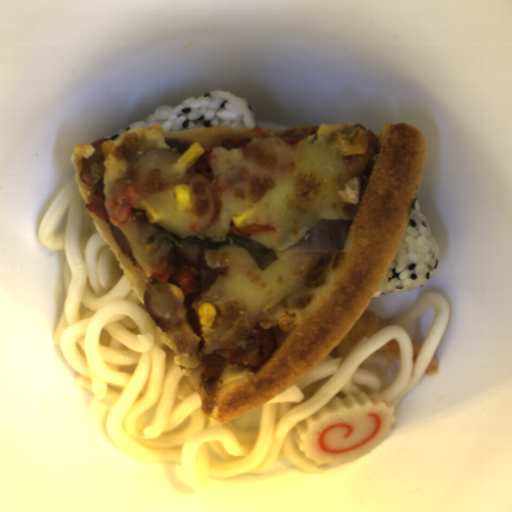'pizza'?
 <instances>
[{"mask_svg": "<svg viewBox=\"0 0 512 512\" xmlns=\"http://www.w3.org/2000/svg\"><path fill=\"white\" fill-rule=\"evenodd\" d=\"M354 125H296L288 129L214 127L167 131L161 124L135 127L101 143L103 193L109 221L89 211L100 235L145 306L153 273H166L175 245L148 242L158 231L176 237L224 241L233 218L273 233L248 236L273 249L264 270L241 247H203L213 280L204 290L176 298L180 329L156 332L197 392L202 414L224 424L285 391L321 362L347 336L386 277L405 233L423 179L427 146L420 129L384 124L370 178L353 177L335 143ZM213 147L210 163L220 182L222 212L207 230L204 220L179 207L173 188L186 174L178 158L193 143ZM136 185V208L118 223L108 204L126 185ZM161 215L149 222L140 202ZM352 219L343 250L302 253L292 247L321 219ZM211 302L212 326L197 309ZM273 329L277 349L258 369L223 364L202 381V358L212 351L255 347Z\"/></svg>", "mask_w": 512, "mask_h": 512, "instance_id": "dd6c1bee", "label": "pizza"}, {"mask_svg": "<svg viewBox=\"0 0 512 512\" xmlns=\"http://www.w3.org/2000/svg\"><path fill=\"white\" fill-rule=\"evenodd\" d=\"M92 143H75L72 150V164L74 168V181L78 187L81 197L86 204H89L90 198L95 191L92 189L81 177V169L83 166V159L92 156L97 150L92 146Z\"/></svg>", "mask_w": 512, "mask_h": 512, "instance_id": "d2c48207", "label": "pizza"}, {"mask_svg": "<svg viewBox=\"0 0 512 512\" xmlns=\"http://www.w3.org/2000/svg\"><path fill=\"white\" fill-rule=\"evenodd\" d=\"M275 229L274 227L268 226V225H261V224H254V225H248L244 227L243 229H237L235 226L229 227V234H233L239 237L248 238L249 236L259 234V233H274Z\"/></svg>", "mask_w": 512, "mask_h": 512, "instance_id": "a15fb73a", "label": "pizza"}]
</instances>
